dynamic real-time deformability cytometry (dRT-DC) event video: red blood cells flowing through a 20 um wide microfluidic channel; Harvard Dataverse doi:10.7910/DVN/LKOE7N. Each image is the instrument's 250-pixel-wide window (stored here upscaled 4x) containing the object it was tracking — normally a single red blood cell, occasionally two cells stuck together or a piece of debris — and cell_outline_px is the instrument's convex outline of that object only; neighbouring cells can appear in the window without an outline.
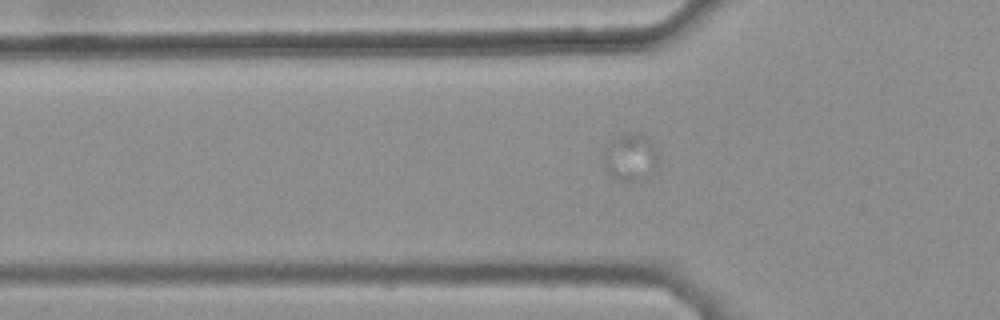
{"species": "common noctule bat (a hibernating species)", "species_latin": "Nyctalus noctula", "temperature_condition": "warm", "stored_images_in_passage": 22, "camera_frame_rate_fps": 3000, "um_per_image_px": 0.085, "animal": {"sex": "female", "body_mass_g": 25.1}, "frame": {"image": 1, "passage_image": 10, "time_ms": 3.0, "image_size_px": [1000, 320], "cell_outline_px": [[660, 160], [656, 172], [636, 180], [616, 180], [608, 172], [608, 168], [616, 140], [620, 136], [632, 132], [640, 132], [652, 144]], "centroid_in_image_um": [53.81, 13.41], "position_along_channel_um": 72.0, "area_um2": 13.53}}
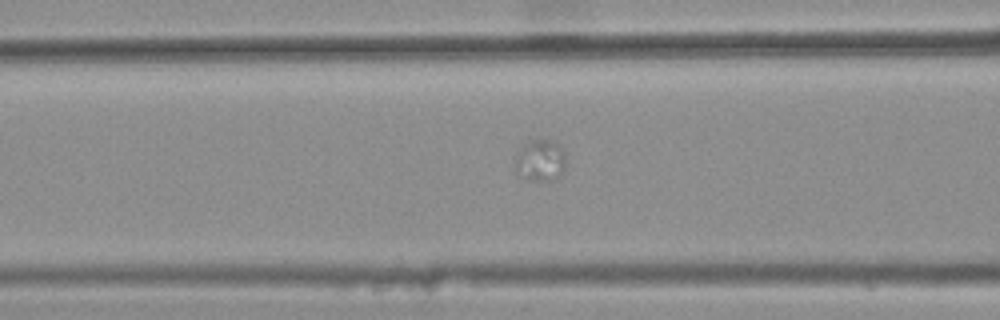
{"frame": {"image": 2, "passage_image": 14, "time_ms": 4.333, "image_size_px": [1000, 320], "cell_outline_px": [[564, 168], [552, 180], [532, 180], [516, 176], [516, 152], [528, 140], [552, 140], [564, 152]], "centroid_in_image_um": [45.86, 13.63], "position_along_channel_um": 120.7, "area_um2": 12.08}}